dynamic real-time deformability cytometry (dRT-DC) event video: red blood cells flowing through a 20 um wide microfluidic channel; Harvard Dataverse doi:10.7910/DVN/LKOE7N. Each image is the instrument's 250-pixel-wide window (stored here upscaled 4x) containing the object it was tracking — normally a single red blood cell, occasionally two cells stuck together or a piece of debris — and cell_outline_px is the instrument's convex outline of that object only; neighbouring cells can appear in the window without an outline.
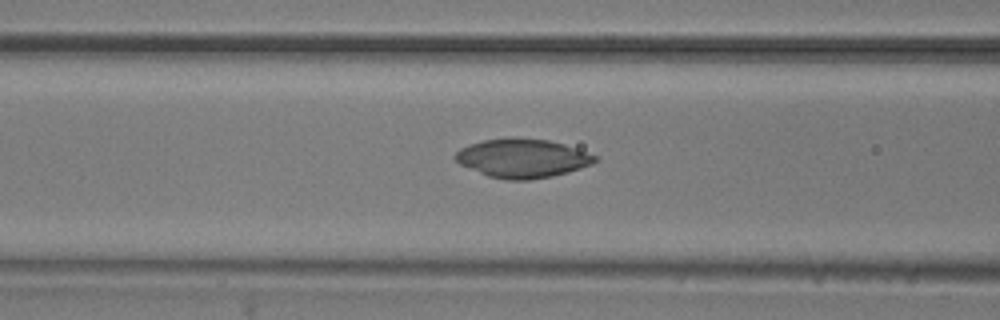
{"species": "common noctule bat (a hibernating species)", "species_latin": "Nyctalus noctula", "temperature_condition": "room temperature", "stored_images_in_passage": 52, "camera_frame_rate_fps": 3000, "um_per_image_px": 0.085, "animal": {"sex": "male", "body_mass_g": 20.5, "forearm_length_mm": 52.5}, "frame": {"image": 1, "passage_image": 20, "time_ms": 6.333, "image_size_px": [1000, 320], "cell_outline_px": [[600, 156], [592, 164], [568, 172], [552, 176], [528, 180], [504, 180], [488, 176], [460, 164], [452, 156], [460, 148], [468, 144], [484, 140], [512, 136], [548, 140], [564, 144]], "centroid_in_image_um": [44.4, 13.44], "position_along_channel_um": 122.2, "area_um2": 31.91}}
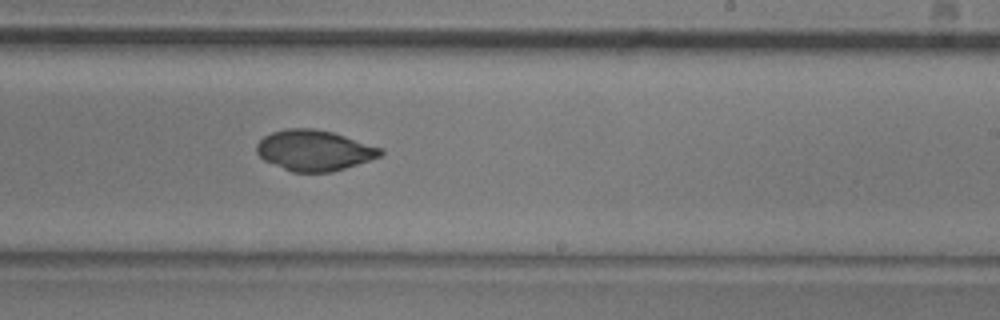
{"frame": {"image": 2, "passage_image": 31, "time_ms": 10.0, "image_size_px": [1000, 320], "cell_outline_px": [[384, 152], [380, 156], [332, 172], [292, 172], [264, 160], [256, 152], [256, 144], [264, 136], [272, 132], [288, 128], [312, 128], [332, 132], [384, 148]], "centroid_in_image_um": [26.7, 12.78], "position_along_channel_um": 262.3, "area_um2": 29.19}}
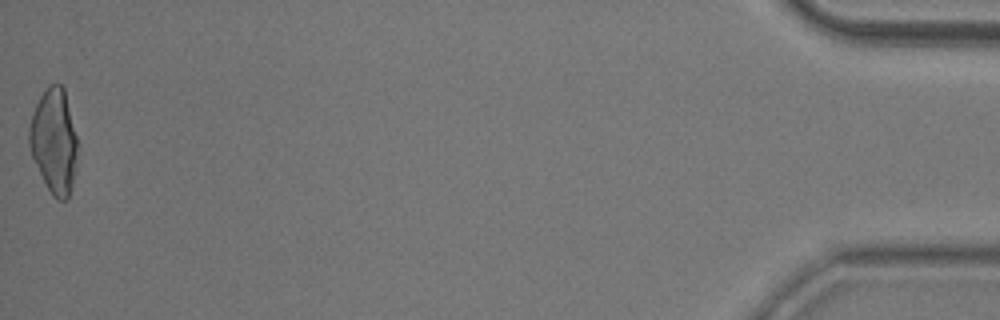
{"frame": {"image": 3, "passage_image": 52, "time_ms": 17.0, "image_size_px": [1000, 320], "cell_outline_px": [[76, 168], [68, 200], [56, 200], [52, 196], [32, 156], [28, 144], [28, 132], [32, 112], [40, 96], [48, 84], [60, 84], [64, 88], [76, 136]], "centroid_in_image_um": [4.58, 11.99], "position_along_channel_um": 430.6, "area_um2": 29.25}, "authors_computed_cell_mechanics": {"area_um2": 29.9115, "velocity_mm_per_s": 3.8141, "shape_relaxation_time_tau1_ms": null, "shape_relaxation_time_tau2_ms": 9.2353, "deformation_change_tau1": null, "deformation_change_tau2": 0.0806}}